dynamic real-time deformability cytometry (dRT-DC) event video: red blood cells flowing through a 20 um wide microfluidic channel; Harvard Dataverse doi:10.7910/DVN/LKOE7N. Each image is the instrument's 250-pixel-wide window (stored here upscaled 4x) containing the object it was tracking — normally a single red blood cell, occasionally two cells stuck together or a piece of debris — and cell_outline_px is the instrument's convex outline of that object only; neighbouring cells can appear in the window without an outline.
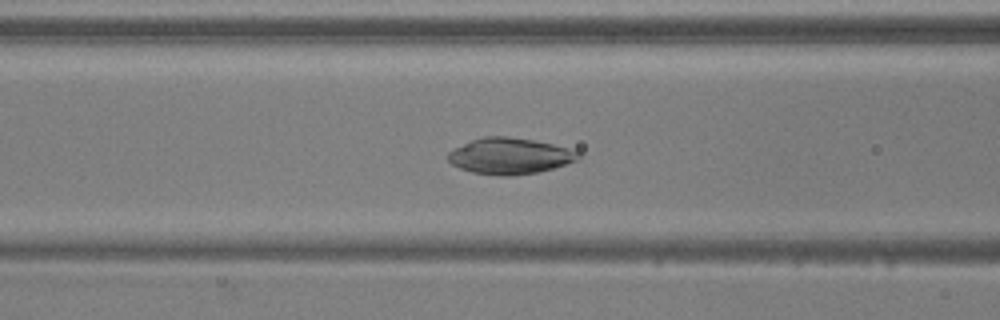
{"species": "common noctule bat (a hibernating species)", "species_latin": "Nyctalus noctula", "temperature_condition": "warm", "stored_images_in_passage": 53, "camera_frame_rate_fps": 3000, "um_per_image_px": 0.085, "animal": {"sex": "male", "body_mass_g": 20.5, "forearm_length_mm": 52.5}, "frame": {"image": 1, "passage_image": 22, "time_ms": 7.0, "image_size_px": [1000, 320], "cell_outline_px": [[580, 160], [540, 172], [512, 176], [500, 176], [472, 172], [460, 168], [452, 164], [448, 160], [448, 152], [472, 140], [484, 136], [508, 136], [532, 140], [552, 144], [568, 148], [580, 152]], "centroid_in_image_um": [43.37, 13.27], "position_along_channel_um": 123.2, "area_um2": 27.46}}
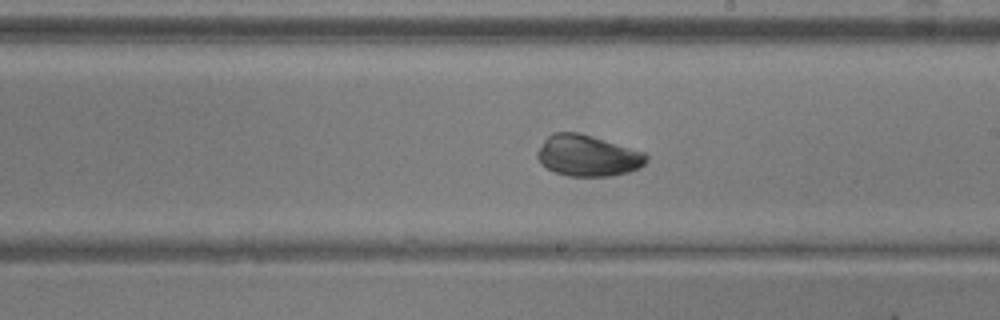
{"frame": {"image": 2, "passage_image": 31, "time_ms": 10.0, "image_size_px": [1000, 320], "cell_outline_px": [[648, 160], [644, 164], [628, 172], [612, 176], [568, 176], [556, 172], [540, 164], [536, 156], [536, 152], [544, 140], [552, 132], [576, 132], [592, 136], [644, 152], [648, 156]], "centroid_in_image_um": [49.92, 13.23], "position_along_channel_um": 239.1, "area_um2": 26.07}}
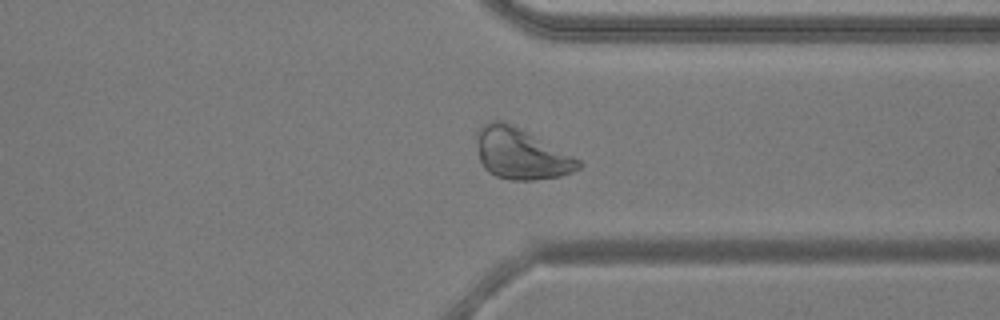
{"frame": {"image": 3, "passage_image": 41, "time_ms": 13.333, "image_size_px": [1000, 320], "cell_outline_px": [[584, 164], [580, 168], [572, 172], [560, 176], [532, 180], [512, 180], [496, 176], [488, 172], [484, 168], [480, 160], [476, 140], [476, 128], [492, 120], [504, 120], [528, 132], [580, 160]], "centroid_in_image_um": [44.25, 13.06], "position_along_channel_um": 367.2, "area_um2": 30.23}}